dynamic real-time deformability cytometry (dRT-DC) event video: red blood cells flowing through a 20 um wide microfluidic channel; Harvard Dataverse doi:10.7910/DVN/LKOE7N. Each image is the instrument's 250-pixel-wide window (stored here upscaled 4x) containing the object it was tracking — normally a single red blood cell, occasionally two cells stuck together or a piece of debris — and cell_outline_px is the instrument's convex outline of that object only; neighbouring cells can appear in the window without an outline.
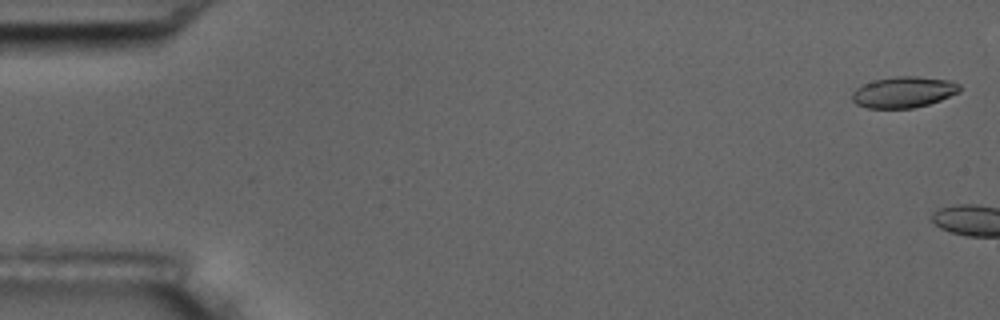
{"species": "common noctule bat (a hibernating species)", "species_latin": "Nyctalus noctula", "temperature_condition": "room temperature", "stored_images_in_passage": 2, "camera_frame_rate_fps": 3000, "um_per_image_px": 0.085, "animal": {"sex": "male", "body_mass_g": 17.5, "forearm_length_mm": 52.3}, "frame": {"image": 1, "passage_image": 1, "time_ms": 0.0, "image_size_px": [1000, 320], "cell_outline_px": [[960, 92], [940, 100], [928, 104], [912, 108], [868, 108], [856, 104], [852, 100], [852, 92], [856, 88], [864, 84], [876, 80], [896, 76], [916, 76], [952, 80], [960, 84]], "centroid_in_image_um": [76.83, 7.83], "position_along_channel_um": 8.2, "area_um2": 19.48}}